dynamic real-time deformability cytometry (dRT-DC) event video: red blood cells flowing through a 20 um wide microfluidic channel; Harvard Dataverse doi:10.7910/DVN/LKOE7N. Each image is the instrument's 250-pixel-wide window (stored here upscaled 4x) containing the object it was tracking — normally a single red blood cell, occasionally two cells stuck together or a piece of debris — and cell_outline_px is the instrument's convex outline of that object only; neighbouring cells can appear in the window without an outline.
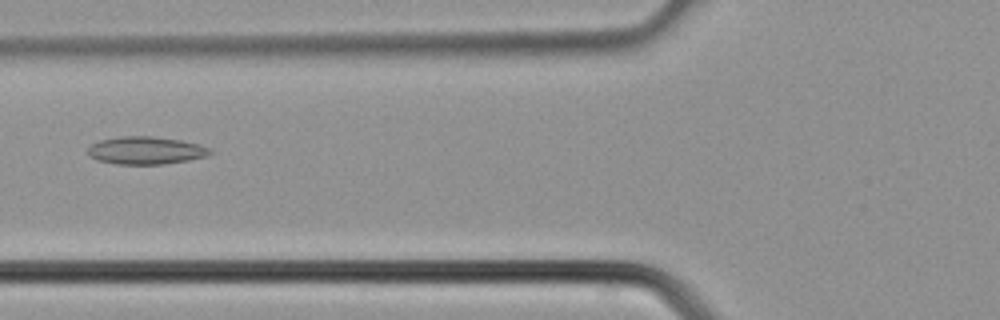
{"species": "common noctule bat (a hibernating species)", "species_latin": "Nyctalus noctula", "temperature_condition": "cold", "stored_images_in_passage": 37, "camera_frame_rate_fps": 3000, "um_per_image_px": 0.085, "animal": {"sex": "male", "body_mass_g": 21.5, "forearm_length_mm": 52.0}, "frame": {"image": 1, "passage_image": 14, "time_ms": 4.333, "image_size_px": [1000, 320], "cell_outline_px": [[212, 152], [208, 156], [188, 160], [164, 164], [116, 164], [96, 160], [88, 156], [88, 148], [92, 144], [100, 140], [120, 136], [152, 136], [180, 140], [200, 144], [212, 148]], "centroid_in_image_um": [12.41, 12.79], "position_along_channel_um": 113.4, "area_um2": 19.88}}
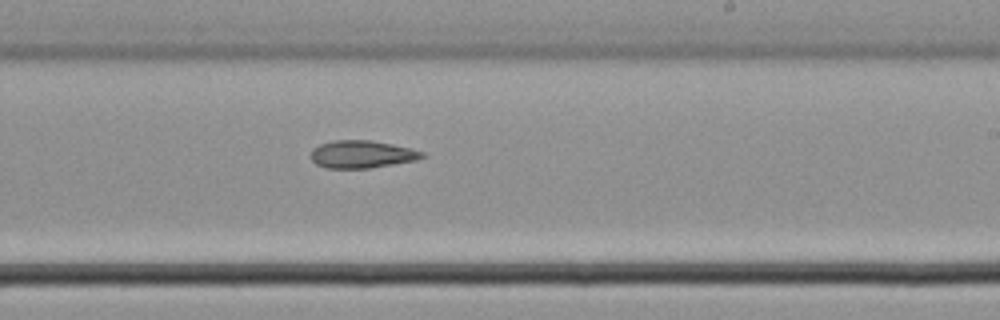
{"frame": {"image": 2, "passage_image": 22, "time_ms": 7.0, "image_size_px": [1000, 320], "cell_outline_px": [[428, 156], [416, 160], [368, 168], [324, 168], [316, 164], [308, 156], [312, 148], [320, 144], [336, 140], [372, 140], [412, 148], [424, 152]], "centroid_in_image_um": [30.74, 13.11], "position_along_channel_um": 258.3, "area_um2": 18.09}}
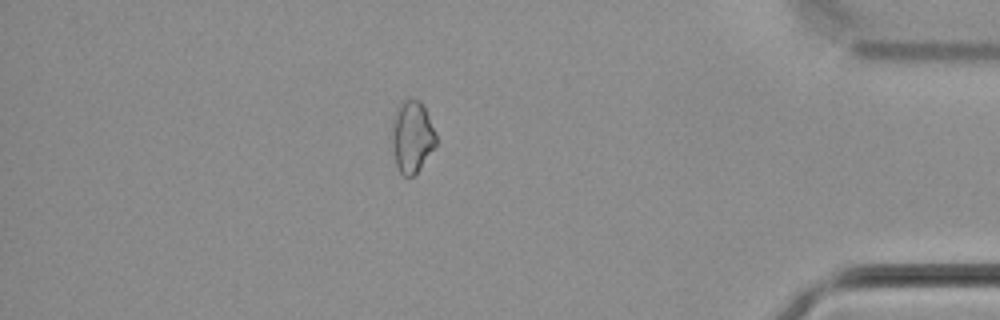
{"frame": {"image": 3, "passage_image": 32, "time_ms": 10.333, "image_size_px": [1000, 320], "cell_outline_px": [[436, 144], [420, 168], [412, 176], [404, 176], [400, 172], [396, 164], [392, 144], [392, 120], [396, 108], [400, 100], [420, 100], [428, 116], [436, 136]], "centroid_in_image_um": [34.99, 11.6], "position_along_channel_um": 400.2, "area_um2": 18.21}}